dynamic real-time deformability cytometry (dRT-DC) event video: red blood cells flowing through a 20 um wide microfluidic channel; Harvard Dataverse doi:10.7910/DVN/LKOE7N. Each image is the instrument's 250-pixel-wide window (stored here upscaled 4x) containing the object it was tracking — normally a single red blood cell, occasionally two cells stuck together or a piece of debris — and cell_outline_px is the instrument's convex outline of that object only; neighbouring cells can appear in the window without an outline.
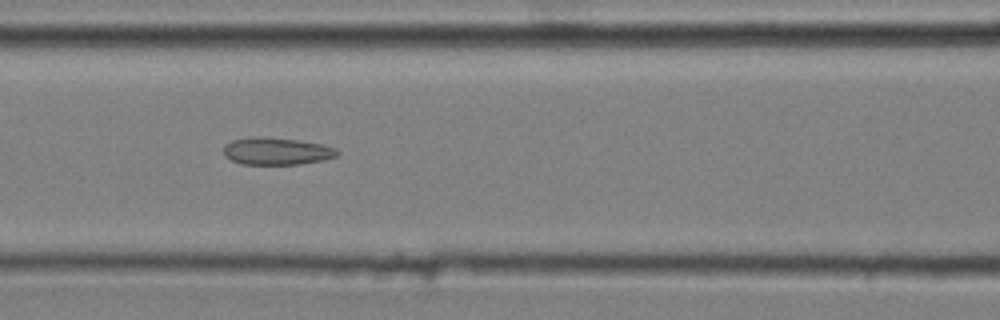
{"species": "common noctule bat (a hibernating species)", "species_latin": "Nyctalus noctula", "temperature_condition": "cold", "stored_images_in_passage": 13, "camera_frame_rate_fps": 3000, "um_per_image_px": 0.085, "animal": {"sex": "male", "body_mass_g": 20.4}, "frame": {"image": 1, "passage_image": 3, "time_ms": 0.667, "image_size_px": [1000, 320], "cell_outline_px": [[340, 152], [336, 156], [324, 160], [296, 164], [240, 164], [224, 156], [224, 144], [232, 140], [252, 136], [264, 136], [296, 140], [320, 144], [336, 148]], "centroid_in_image_um": [23.47, 12.84], "position_along_channel_um": 143.1, "area_um2": 18.09}}
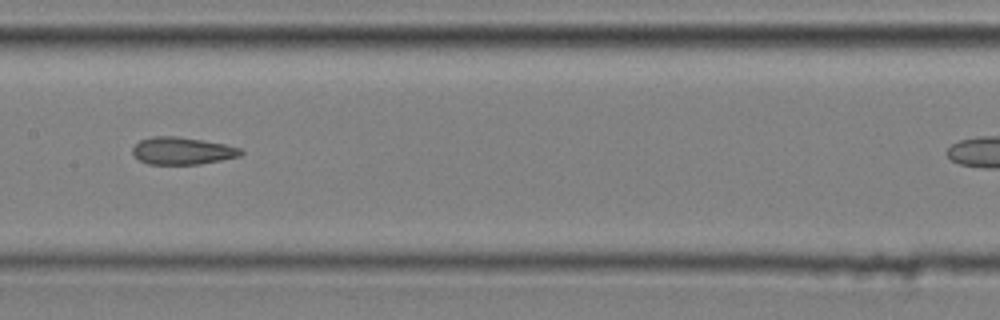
{"frame": {"image": 2, "passage_image": 4, "time_ms": 1.0, "image_size_px": [1000, 320], "cell_outline_px": [[244, 152], [240, 156], [200, 164], [148, 164], [140, 160], [132, 152], [132, 148], [140, 140], [152, 136], [176, 136], [224, 144], [240, 148]], "centroid_in_image_um": [15.48, 12.82], "position_along_channel_um": 191.9, "area_um2": 17.05}}